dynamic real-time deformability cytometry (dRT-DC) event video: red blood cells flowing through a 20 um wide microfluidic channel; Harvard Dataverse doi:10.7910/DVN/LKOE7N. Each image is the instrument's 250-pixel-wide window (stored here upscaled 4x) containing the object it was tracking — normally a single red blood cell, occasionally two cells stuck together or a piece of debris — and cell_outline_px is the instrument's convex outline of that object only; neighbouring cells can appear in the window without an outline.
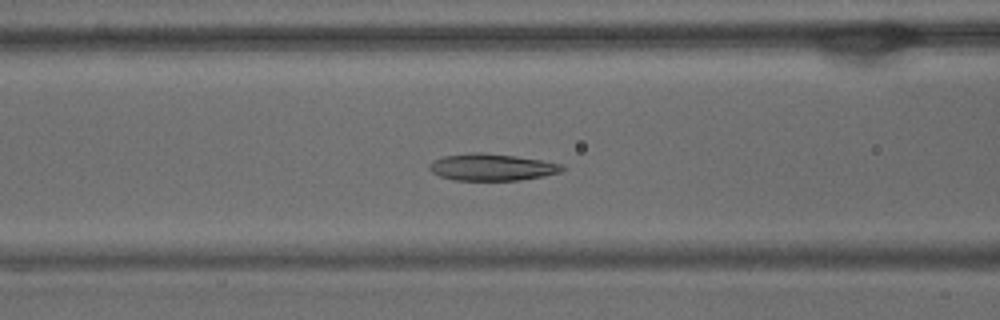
{"species": "common noctule bat (a hibernating species)", "species_latin": "Nyctalus noctula", "temperature_condition": "warm", "stored_images_in_passage": 52, "camera_frame_rate_fps": 3000, "um_per_image_px": 0.085, "animal": {"sex": "male", "body_mass_g": 15.6}, "frame": {"image": 1, "passage_image": 19, "time_ms": 6.0, "image_size_px": [1000, 320], "cell_outline_px": [[568, 168], [560, 172], [544, 176], [520, 180], [452, 180], [440, 176], [432, 172], [428, 168], [428, 164], [432, 160], [440, 156], [468, 152], [480, 152], [516, 156], [564, 164]], "centroid_in_image_um": [41.78, 14.2], "position_along_channel_um": 124.8, "area_um2": 21.15}}
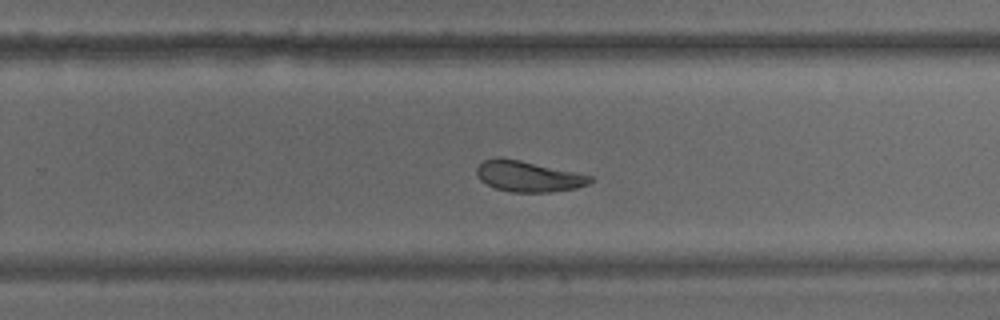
{"frame": {"image": 2, "passage_image": 32, "time_ms": 10.333, "image_size_px": [1000, 320], "cell_outline_px": [[592, 180], [588, 184], [576, 188], [552, 192], [512, 192], [496, 188], [480, 180], [476, 176], [476, 168], [484, 160], [496, 156], [500, 156], [520, 160], [592, 176]], "centroid_in_image_um": [44.86, 14.98], "position_along_channel_um": 284.9, "area_um2": 20.29}}
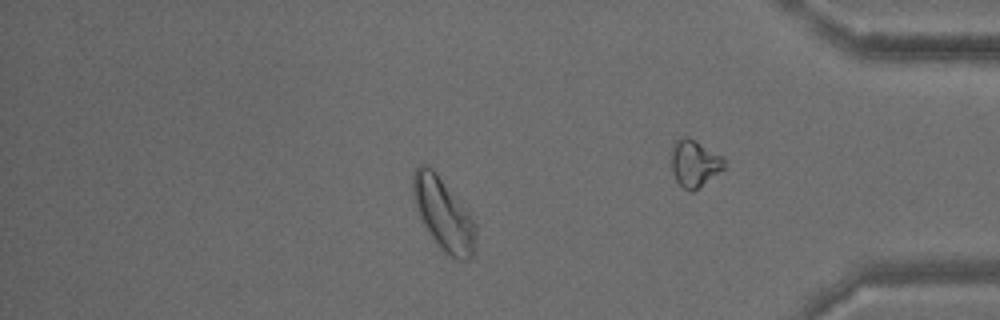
{"frame": {"image": 3, "passage_image": 44, "time_ms": 14.333, "image_size_px": [1000, 320], "cell_outline_px": [[476, 240], [472, 256], [468, 260], [456, 260], [440, 248], [424, 224], [416, 208], [412, 196], [412, 176], [416, 168], [420, 164], [428, 164], [436, 172], [472, 216], [476, 224]], "centroid_in_image_um": [37.7, 18.18], "position_along_channel_um": 397.5, "area_um2": 26.36}, "authors_computed_cell_mechanics": {"area_um2": 22.7732, "velocity_mm_per_s": 3.7039, "shape_relaxation_time_tau1_ms": 4.8577, "shape_relaxation_time_tau2_ms": 3.3562, "deformation_change_tau1": 0.1595, "deformation_change_tau2": 0.0866}}